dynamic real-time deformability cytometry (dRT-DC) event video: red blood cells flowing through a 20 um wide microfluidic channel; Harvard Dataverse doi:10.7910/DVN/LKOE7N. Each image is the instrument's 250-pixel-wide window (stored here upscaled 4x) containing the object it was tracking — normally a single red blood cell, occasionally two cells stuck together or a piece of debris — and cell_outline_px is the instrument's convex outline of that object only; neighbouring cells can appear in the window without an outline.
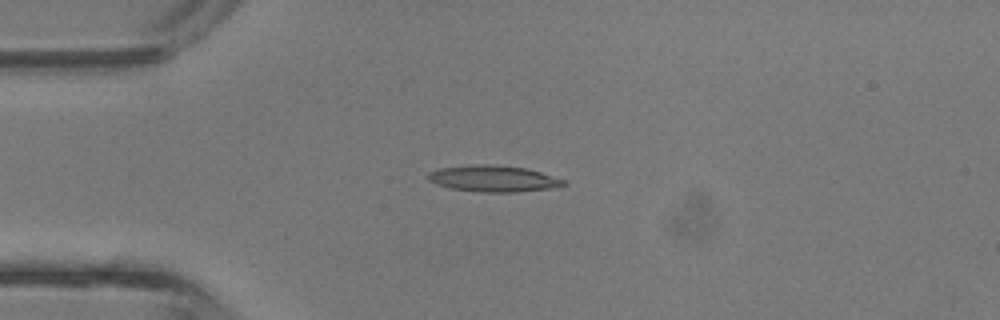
{"species": "common noctule bat (a hibernating species)", "species_latin": "Nyctalus noctula", "temperature_condition": "room temperature", "stored_images_in_passage": 2, "camera_frame_rate_fps": 3000, "um_per_image_px": 0.085, "animal": {"sex": "male", "body_mass_g": 13.3}, "frame": {"image": 1, "passage_image": 2, "time_ms": 0.333, "image_size_px": [1000, 320], "cell_outline_px": [[568, 184], [560, 188], [516, 192], [480, 192], [452, 188], [436, 184], [428, 180], [428, 172], [440, 168], [476, 164], [488, 164], [524, 168], [540, 172], [564, 180]], "centroid_in_image_um": [41.98, 15.19], "position_along_channel_um": 43.0, "area_um2": 20.81}}